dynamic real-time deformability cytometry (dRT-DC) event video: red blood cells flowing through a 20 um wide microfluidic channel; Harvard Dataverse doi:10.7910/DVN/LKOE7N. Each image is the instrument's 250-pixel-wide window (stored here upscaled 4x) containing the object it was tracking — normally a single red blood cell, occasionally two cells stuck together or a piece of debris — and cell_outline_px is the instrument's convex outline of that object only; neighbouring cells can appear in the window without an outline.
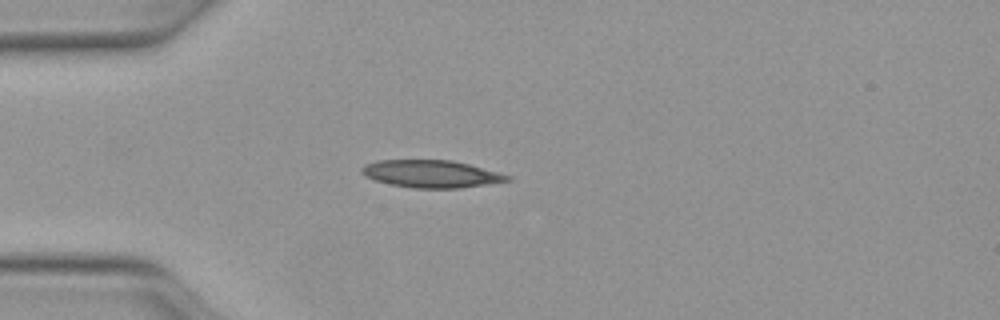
{"species": "Egyptian fruit bat (a non-hibernating species)", "species_latin": "Rousettus aegyptiacus", "temperature_condition": "warm", "stored_images_in_passage": 37, "camera_frame_rate_fps": 3000, "um_per_image_px": 0.085, "animal": {"sex": "female"}, "frame": {"image": 1, "passage_image": 1, "time_ms": 0.0, "image_size_px": [1000, 320], "cell_outline_px": [[512, 180], [460, 188], [412, 188], [392, 184], [376, 180], [364, 176], [360, 172], [360, 168], [364, 164], [380, 160], [452, 160], [468, 164], [512, 176]], "centroid_in_image_um": [36.63, 14.77], "position_along_channel_um": 48.4, "area_um2": 23.18}}
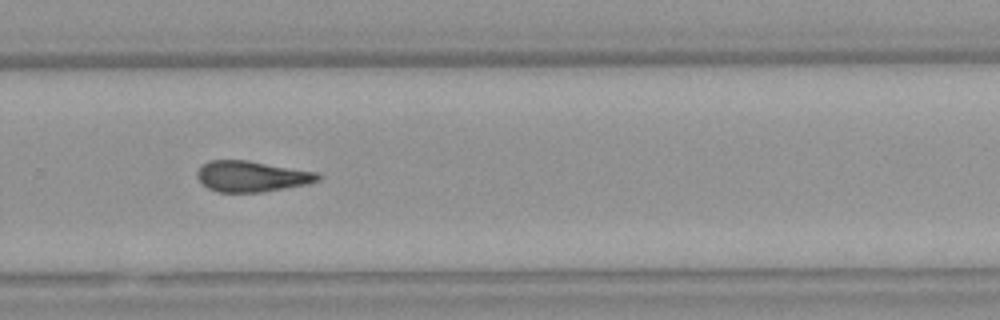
{"frame": {"image": 2, "passage_image": 21, "time_ms": 6.667, "image_size_px": [1000, 320], "cell_outline_px": [[324, 176], [320, 180], [308, 184], [264, 192], [216, 192], [208, 188], [196, 176], [196, 172], [208, 160], [248, 160], [316, 172]], "centroid_in_image_um": [21.42, 14.99], "position_along_channel_um": 308.4, "area_um2": 21.79}}
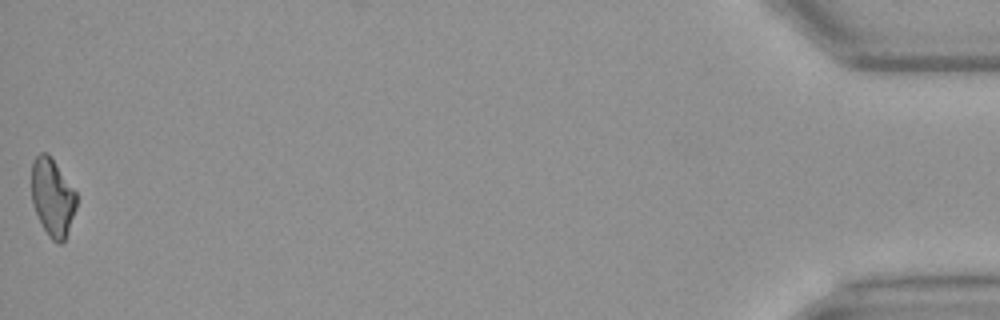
{"frame": {"image": 3, "passage_image": 37, "time_ms": 12.0, "image_size_px": [1000, 320], "cell_outline_px": [[76, 208], [64, 240], [60, 244], [52, 240], [48, 236], [32, 204], [32, 164], [36, 156], [40, 152], [48, 152], [76, 192]], "centroid_in_image_um": [4.45, 16.75], "position_along_channel_um": 430.7, "area_um2": 20.06}, "authors_computed_cell_mechanics": {"area_um2": 21.9062, "velocity_mm_per_s": 4.1312, "shape_relaxation_time_tau1_ms": null, "shape_relaxation_time_tau2_ms": 7.6294, "deformation_change_tau1": null, "deformation_change_tau2": 0.1968}}